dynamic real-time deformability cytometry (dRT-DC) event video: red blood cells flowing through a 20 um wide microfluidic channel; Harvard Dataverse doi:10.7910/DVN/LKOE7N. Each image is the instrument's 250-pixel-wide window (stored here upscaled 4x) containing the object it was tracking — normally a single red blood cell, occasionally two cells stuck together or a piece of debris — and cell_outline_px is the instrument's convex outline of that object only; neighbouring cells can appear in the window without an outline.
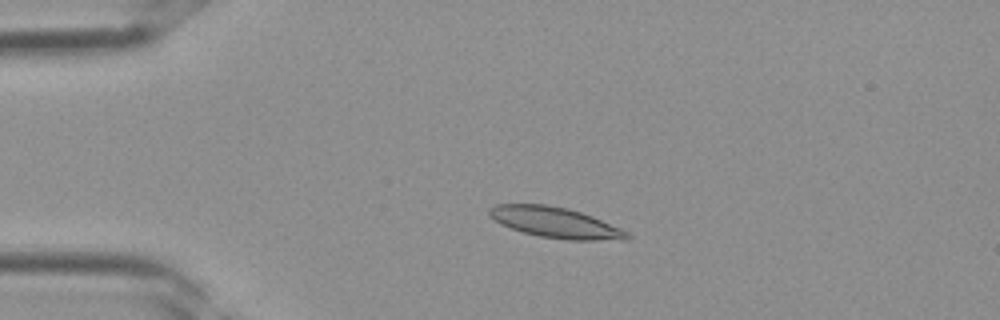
{"species": "Egyptian fruit bat (a non-hibernating species)", "species_latin": "Rousettus aegyptiacus", "temperature_condition": "room temperature", "stored_images_in_passage": 33, "camera_frame_rate_fps": 3000, "um_per_image_px": 0.085, "frame": {"image": 1, "passage_image": 5, "time_ms": 1.333, "image_size_px": [1000, 320], "cell_outline_px": [[632, 236], [628, 240], [568, 240], [540, 236], [524, 232], [500, 224], [488, 212], [488, 208], [496, 204], [544, 204], [568, 208], [592, 216], [620, 228], [628, 232]], "centroid_in_image_um": [47.24, 18.91], "position_along_channel_um": 37.8, "area_um2": 24.45}}
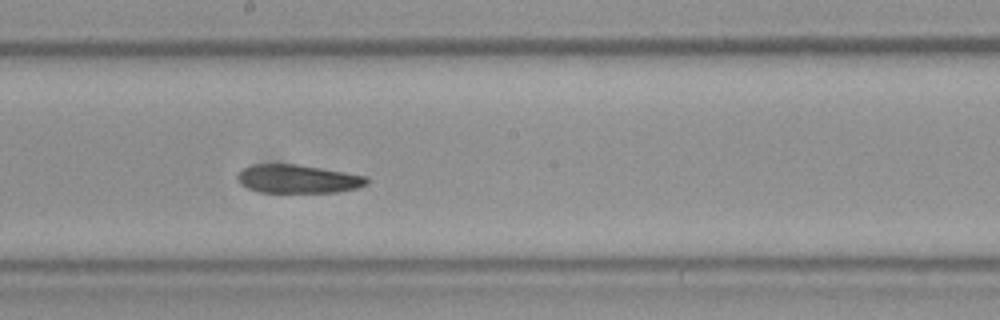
{"frame": {"image": 2, "passage_image": 17, "time_ms": 5.333, "image_size_px": [1000, 320], "cell_outline_px": [[368, 184], [356, 188], [336, 192], [260, 192], [248, 188], [240, 184], [236, 180], [236, 176], [244, 168], [252, 164], [296, 164], [368, 176]], "centroid_in_image_um": [25.3, 15.21], "position_along_channel_um": 222.9, "area_um2": 21.39}}
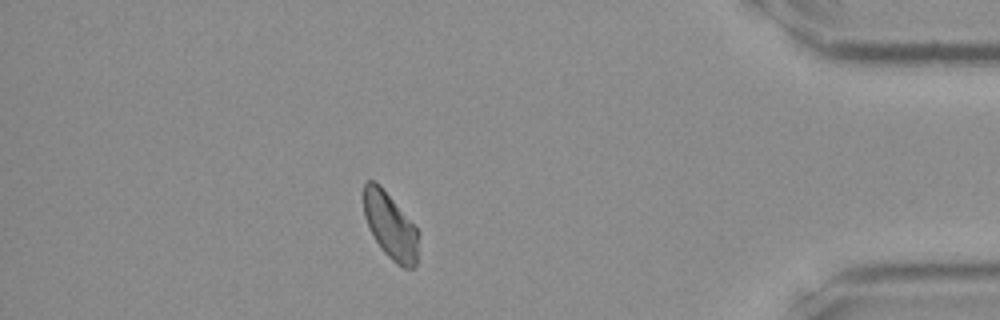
{"frame": {"image": 3, "passage_image": 29, "time_ms": 9.333, "image_size_px": [1000, 320], "cell_outline_px": [[420, 236], [416, 268], [404, 268], [396, 264], [380, 248], [364, 216], [364, 184], [368, 180], [376, 180], [380, 184], [420, 232]], "centroid_in_image_um": [33.22, 19.22], "position_along_channel_um": 402.0, "area_um2": 21.27}}